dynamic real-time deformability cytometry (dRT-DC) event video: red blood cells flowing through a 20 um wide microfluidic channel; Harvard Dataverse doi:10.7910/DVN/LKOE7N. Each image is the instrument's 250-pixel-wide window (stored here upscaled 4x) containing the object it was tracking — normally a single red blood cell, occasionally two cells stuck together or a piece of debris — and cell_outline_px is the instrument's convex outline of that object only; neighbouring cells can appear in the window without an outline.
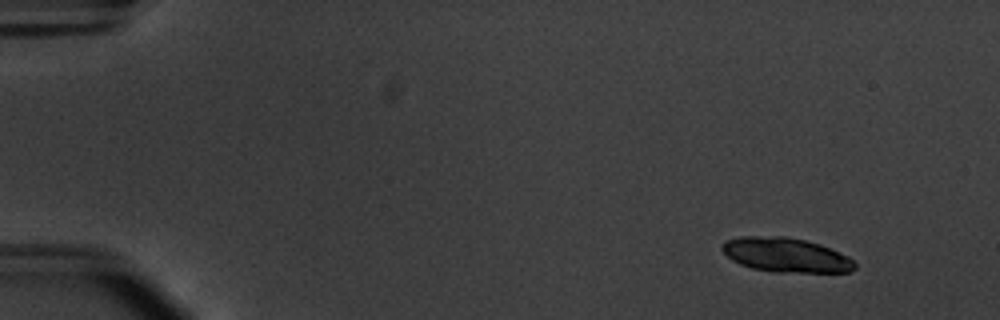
{"species": "common noctule bat (a hibernating species)", "species_latin": "Nyctalus noctula", "temperature_condition": "warm", "stored_images_in_passage": 16, "camera_frame_rate_fps": 3000, "um_per_image_px": 0.085, "animal": {"sex": "male", "body_mass_g": 20.1, "forearm_length_mm": 53.5}, "frame": {"image": 1, "passage_image": 3, "time_ms": 0.667, "image_size_px": [1000, 320], "cell_outline_px": [[856, 268], [852, 272], [772, 272], [752, 268], [740, 264], [732, 260], [720, 248], [720, 244], [724, 240], [740, 236], [788, 236], [820, 244], [848, 256], [856, 264]], "centroid_in_image_um": [66.77, 21.67], "position_along_channel_um": 18.2, "area_um2": 26.82}}